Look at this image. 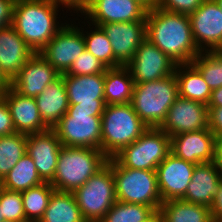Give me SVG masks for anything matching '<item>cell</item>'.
<instances>
[{"label": "cell", "instance_id": "cell-1", "mask_svg": "<svg viewBox=\"0 0 222 222\" xmlns=\"http://www.w3.org/2000/svg\"><path fill=\"white\" fill-rule=\"evenodd\" d=\"M146 38L177 65L188 64L201 52L194 42L189 15L155 7L146 15Z\"/></svg>", "mask_w": 222, "mask_h": 222}, {"label": "cell", "instance_id": "cell-2", "mask_svg": "<svg viewBox=\"0 0 222 222\" xmlns=\"http://www.w3.org/2000/svg\"><path fill=\"white\" fill-rule=\"evenodd\" d=\"M58 5L50 0H15L12 26L28 46L39 53L56 35Z\"/></svg>", "mask_w": 222, "mask_h": 222}, {"label": "cell", "instance_id": "cell-3", "mask_svg": "<svg viewBox=\"0 0 222 222\" xmlns=\"http://www.w3.org/2000/svg\"><path fill=\"white\" fill-rule=\"evenodd\" d=\"M108 159L100 149L62 146L50 185L55 191L73 192L101 170Z\"/></svg>", "mask_w": 222, "mask_h": 222}, {"label": "cell", "instance_id": "cell-4", "mask_svg": "<svg viewBox=\"0 0 222 222\" xmlns=\"http://www.w3.org/2000/svg\"><path fill=\"white\" fill-rule=\"evenodd\" d=\"M101 124V151L109 159L149 128L133 110L131 103L105 105Z\"/></svg>", "mask_w": 222, "mask_h": 222}, {"label": "cell", "instance_id": "cell-5", "mask_svg": "<svg viewBox=\"0 0 222 222\" xmlns=\"http://www.w3.org/2000/svg\"><path fill=\"white\" fill-rule=\"evenodd\" d=\"M178 97L175 73L158 80L134 84L131 105L148 126L159 128Z\"/></svg>", "mask_w": 222, "mask_h": 222}, {"label": "cell", "instance_id": "cell-6", "mask_svg": "<svg viewBox=\"0 0 222 222\" xmlns=\"http://www.w3.org/2000/svg\"><path fill=\"white\" fill-rule=\"evenodd\" d=\"M112 172L117 201L147 205L159 211L162 199L156 171L122 167L112 158Z\"/></svg>", "mask_w": 222, "mask_h": 222}, {"label": "cell", "instance_id": "cell-7", "mask_svg": "<svg viewBox=\"0 0 222 222\" xmlns=\"http://www.w3.org/2000/svg\"><path fill=\"white\" fill-rule=\"evenodd\" d=\"M72 193L85 221L99 222L117 201L112 158Z\"/></svg>", "mask_w": 222, "mask_h": 222}, {"label": "cell", "instance_id": "cell-8", "mask_svg": "<svg viewBox=\"0 0 222 222\" xmlns=\"http://www.w3.org/2000/svg\"><path fill=\"white\" fill-rule=\"evenodd\" d=\"M170 153L171 137L160 128L149 127L113 158L122 167L156 171Z\"/></svg>", "mask_w": 222, "mask_h": 222}, {"label": "cell", "instance_id": "cell-9", "mask_svg": "<svg viewBox=\"0 0 222 222\" xmlns=\"http://www.w3.org/2000/svg\"><path fill=\"white\" fill-rule=\"evenodd\" d=\"M93 111L67 110L52 128L62 146L101 150V115Z\"/></svg>", "mask_w": 222, "mask_h": 222}, {"label": "cell", "instance_id": "cell-10", "mask_svg": "<svg viewBox=\"0 0 222 222\" xmlns=\"http://www.w3.org/2000/svg\"><path fill=\"white\" fill-rule=\"evenodd\" d=\"M135 84L170 76L181 68L147 38L139 45L132 60L126 65Z\"/></svg>", "mask_w": 222, "mask_h": 222}, {"label": "cell", "instance_id": "cell-11", "mask_svg": "<svg viewBox=\"0 0 222 222\" xmlns=\"http://www.w3.org/2000/svg\"><path fill=\"white\" fill-rule=\"evenodd\" d=\"M69 100L68 110L93 111L103 113L105 108V74L61 75Z\"/></svg>", "mask_w": 222, "mask_h": 222}, {"label": "cell", "instance_id": "cell-12", "mask_svg": "<svg viewBox=\"0 0 222 222\" xmlns=\"http://www.w3.org/2000/svg\"><path fill=\"white\" fill-rule=\"evenodd\" d=\"M77 27H60L39 54L59 73H65L85 48L84 34Z\"/></svg>", "mask_w": 222, "mask_h": 222}, {"label": "cell", "instance_id": "cell-13", "mask_svg": "<svg viewBox=\"0 0 222 222\" xmlns=\"http://www.w3.org/2000/svg\"><path fill=\"white\" fill-rule=\"evenodd\" d=\"M169 137L208 128V107L198 101L178 96L159 127Z\"/></svg>", "mask_w": 222, "mask_h": 222}, {"label": "cell", "instance_id": "cell-14", "mask_svg": "<svg viewBox=\"0 0 222 222\" xmlns=\"http://www.w3.org/2000/svg\"><path fill=\"white\" fill-rule=\"evenodd\" d=\"M115 57V67L126 66L139 45L146 39V21L101 24Z\"/></svg>", "mask_w": 222, "mask_h": 222}, {"label": "cell", "instance_id": "cell-15", "mask_svg": "<svg viewBox=\"0 0 222 222\" xmlns=\"http://www.w3.org/2000/svg\"><path fill=\"white\" fill-rule=\"evenodd\" d=\"M194 163L177 158L170 153L156 169L162 202L181 200L193 176Z\"/></svg>", "mask_w": 222, "mask_h": 222}, {"label": "cell", "instance_id": "cell-16", "mask_svg": "<svg viewBox=\"0 0 222 222\" xmlns=\"http://www.w3.org/2000/svg\"><path fill=\"white\" fill-rule=\"evenodd\" d=\"M189 18L193 39L199 50L203 52L202 43L210 47V51L222 50V11L215 0H203L199 8L189 14Z\"/></svg>", "mask_w": 222, "mask_h": 222}, {"label": "cell", "instance_id": "cell-17", "mask_svg": "<svg viewBox=\"0 0 222 222\" xmlns=\"http://www.w3.org/2000/svg\"><path fill=\"white\" fill-rule=\"evenodd\" d=\"M59 76L39 53H34L11 80L10 87L22 96L35 98Z\"/></svg>", "mask_w": 222, "mask_h": 222}, {"label": "cell", "instance_id": "cell-18", "mask_svg": "<svg viewBox=\"0 0 222 222\" xmlns=\"http://www.w3.org/2000/svg\"><path fill=\"white\" fill-rule=\"evenodd\" d=\"M148 9L137 0H90L83 13L94 25L114 22L146 21Z\"/></svg>", "mask_w": 222, "mask_h": 222}, {"label": "cell", "instance_id": "cell-19", "mask_svg": "<svg viewBox=\"0 0 222 222\" xmlns=\"http://www.w3.org/2000/svg\"><path fill=\"white\" fill-rule=\"evenodd\" d=\"M215 137L209 127L174 135L171 137V153L194 164L213 162Z\"/></svg>", "mask_w": 222, "mask_h": 222}, {"label": "cell", "instance_id": "cell-20", "mask_svg": "<svg viewBox=\"0 0 222 222\" xmlns=\"http://www.w3.org/2000/svg\"><path fill=\"white\" fill-rule=\"evenodd\" d=\"M61 147V141L52 129L27 135V154L34 160L44 182H51L54 178Z\"/></svg>", "mask_w": 222, "mask_h": 222}, {"label": "cell", "instance_id": "cell-21", "mask_svg": "<svg viewBox=\"0 0 222 222\" xmlns=\"http://www.w3.org/2000/svg\"><path fill=\"white\" fill-rule=\"evenodd\" d=\"M0 95L6 100L17 133L29 135L49 130L41 118L34 97L22 96L10 86Z\"/></svg>", "mask_w": 222, "mask_h": 222}, {"label": "cell", "instance_id": "cell-22", "mask_svg": "<svg viewBox=\"0 0 222 222\" xmlns=\"http://www.w3.org/2000/svg\"><path fill=\"white\" fill-rule=\"evenodd\" d=\"M33 54L12 25L0 28V70L10 82Z\"/></svg>", "mask_w": 222, "mask_h": 222}, {"label": "cell", "instance_id": "cell-23", "mask_svg": "<svg viewBox=\"0 0 222 222\" xmlns=\"http://www.w3.org/2000/svg\"><path fill=\"white\" fill-rule=\"evenodd\" d=\"M221 178L222 173L213 162L196 164L190 184L181 200L211 207Z\"/></svg>", "mask_w": 222, "mask_h": 222}, {"label": "cell", "instance_id": "cell-24", "mask_svg": "<svg viewBox=\"0 0 222 222\" xmlns=\"http://www.w3.org/2000/svg\"><path fill=\"white\" fill-rule=\"evenodd\" d=\"M35 100L44 124L52 129L67 113L69 107L63 77L60 75L50 83L41 94L35 97Z\"/></svg>", "mask_w": 222, "mask_h": 222}, {"label": "cell", "instance_id": "cell-25", "mask_svg": "<svg viewBox=\"0 0 222 222\" xmlns=\"http://www.w3.org/2000/svg\"><path fill=\"white\" fill-rule=\"evenodd\" d=\"M134 84L127 66L107 68L104 80L105 105L131 103Z\"/></svg>", "mask_w": 222, "mask_h": 222}, {"label": "cell", "instance_id": "cell-26", "mask_svg": "<svg viewBox=\"0 0 222 222\" xmlns=\"http://www.w3.org/2000/svg\"><path fill=\"white\" fill-rule=\"evenodd\" d=\"M159 213L162 222H213L210 207L183 200L162 202Z\"/></svg>", "mask_w": 222, "mask_h": 222}, {"label": "cell", "instance_id": "cell-27", "mask_svg": "<svg viewBox=\"0 0 222 222\" xmlns=\"http://www.w3.org/2000/svg\"><path fill=\"white\" fill-rule=\"evenodd\" d=\"M182 67H186V71L180 72L181 70L175 69L178 96L208 105L212 90L199 70L192 63L183 64Z\"/></svg>", "mask_w": 222, "mask_h": 222}, {"label": "cell", "instance_id": "cell-28", "mask_svg": "<svg viewBox=\"0 0 222 222\" xmlns=\"http://www.w3.org/2000/svg\"><path fill=\"white\" fill-rule=\"evenodd\" d=\"M39 222H86L72 192L54 191Z\"/></svg>", "mask_w": 222, "mask_h": 222}, {"label": "cell", "instance_id": "cell-29", "mask_svg": "<svg viewBox=\"0 0 222 222\" xmlns=\"http://www.w3.org/2000/svg\"><path fill=\"white\" fill-rule=\"evenodd\" d=\"M44 181L39 176L34 160L26 153L2 179V187L11 191L23 192L40 185Z\"/></svg>", "mask_w": 222, "mask_h": 222}, {"label": "cell", "instance_id": "cell-30", "mask_svg": "<svg viewBox=\"0 0 222 222\" xmlns=\"http://www.w3.org/2000/svg\"><path fill=\"white\" fill-rule=\"evenodd\" d=\"M27 153V135L14 133L0 136V179L2 180Z\"/></svg>", "mask_w": 222, "mask_h": 222}, {"label": "cell", "instance_id": "cell-31", "mask_svg": "<svg viewBox=\"0 0 222 222\" xmlns=\"http://www.w3.org/2000/svg\"><path fill=\"white\" fill-rule=\"evenodd\" d=\"M54 191L50 182H44L21 192L24 213L28 222H39Z\"/></svg>", "mask_w": 222, "mask_h": 222}, {"label": "cell", "instance_id": "cell-32", "mask_svg": "<svg viewBox=\"0 0 222 222\" xmlns=\"http://www.w3.org/2000/svg\"><path fill=\"white\" fill-rule=\"evenodd\" d=\"M155 213L147 205L116 201L99 222H146Z\"/></svg>", "mask_w": 222, "mask_h": 222}, {"label": "cell", "instance_id": "cell-33", "mask_svg": "<svg viewBox=\"0 0 222 222\" xmlns=\"http://www.w3.org/2000/svg\"><path fill=\"white\" fill-rule=\"evenodd\" d=\"M200 52L192 64L199 70L211 90L222 87V50ZM203 55V56H202Z\"/></svg>", "mask_w": 222, "mask_h": 222}, {"label": "cell", "instance_id": "cell-34", "mask_svg": "<svg viewBox=\"0 0 222 222\" xmlns=\"http://www.w3.org/2000/svg\"><path fill=\"white\" fill-rule=\"evenodd\" d=\"M96 31L84 36L85 48L107 68L115 67V57L111 43L100 26H95Z\"/></svg>", "mask_w": 222, "mask_h": 222}, {"label": "cell", "instance_id": "cell-35", "mask_svg": "<svg viewBox=\"0 0 222 222\" xmlns=\"http://www.w3.org/2000/svg\"><path fill=\"white\" fill-rule=\"evenodd\" d=\"M1 218L7 221L28 222L25 217L21 192L0 190Z\"/></svg>", "mask_w": 222, "mask_h": 222}, {"label": "cell", "instance_id": "cell-36", "mask_svg": "<svg viewBox=\"0 0 222 222\" xmlns=\"http://www.w3.org/2000/svg\"><path fill=\"white\" fill-rule=\"evenodd\" d=\"M107 67L95 58L89 51L85 50L75 60L70 68L63 74L60 75H94V74H105Z\"/></svg>", "mask_w": 222, "mask_h": 222}, {"label": "cell", "instance_id": "cell-37", "mask_svg": "<svg viewBox=\"0 0 222 222\" xmlns=\"http://www.w3.org/2000/svg\"><path fill=\"white\" fill-rule=\"evenodd\" d=\"M202 1L203 0H158L157 8L189 15L199 8Z\"/></svg>", "mask_w": 222, "mask_h": 222}, {"label": "cell", "instance_id": "cell-38", "mask_svg": "<svg viewBox=\"0 0 222 222\" xmlns=\"http://www.w3.org/2000/svg\"><path fill=\"white\" fill-rule=\"evenodd\" d=\"M16 133L13 125L10 109L6 100L0 95V136Z\"/></svg>", "mask_w": 222, "mask_h": 222}, {"label": "cell", "instance_id": "cell-39", "mask_svg": "<svg viewBox=\"0 0 222 222\" xmlns=\"http://www.w3.org/2000/svg\"><path fill=\"white\" fill-rule=\"evenodd\" d=\"M208 127L216 137H222V107H208Z\"/></svg>", "mask_w": 222, "mask_h": 222}, {"label": "cell", "instance_id": "cell-40", "mask_svg": "<svg viewBox=\"0 0 222 222\" xmlns=\"http://www.w3.org/2000/svg\"><path fill=\"white\" fill-rule=\"evenodd\" d=\"M15 0H0V28L12 25Z\"/></svg>", "mask_w": 222, "mask_h": 222}, {"label": "cell", "instance_id": "cell-41", "mask_svg": "<svg viewBox=\"0 0 222 222\" xmlns=\"http://www.w3.org/2000/svg\"><path fill=\"white\" fill-rule=\"evenodd\" d=\"M210 209L213 222H222V178L219 181L218 191Z\"/></svg>", "mask_w": 222, "mask_h": 222}, {"label": "cell", "instance_id": "cell-42", "mask_svg": "<svg viewBox=\"0 0 222 222\" xmlns=\"http://www.w3.org/2000/svg\"><path fill=\"white\" fill-rule=\"evenodd\" d=\"M50 1L56 5H58L57 3L60 4L61 2L62 4L66 5V7L68 6V8L74 7L75 9L80 10L82 12L86 10L90 2V0H50Z\"/></svg>", "mask_w": 222, "mask_h": 222}, {"label": "cell", "instance_id": "cell-43", "mask_svg": "<svg viewBox=\"0 0 222 222\" xmlns=\"http://www.w3.org/2000/svg\"><path fill=\"white\" fill-rule=\"evenodd\" d=\"M213 163L222 173V137H215Z\"/></svg>", "mask_w": 222, "mask_h": 222}, {"label": "cell", "instance_id": "cell-44", "mask_svg": "<svg viewBox=\"0 0 222 222\" xmlns=\"http://www.w3.org/2000/svg\"><path fill=\"white\" fill-rule=\"evenodd\" d=\"M207 107H222V87L212 90Z\"/></svg>", "mask_w": 222, "mask_h": 222}, {"label": "cell", "instance_id": "cell-45", "mask_svg": "<svg viewBox=\"0 0 222 222\" xmlns=\"http://www.w3.org/2000/svg\"><path fill=\"white\" fill-rule=\"evenodd\" d=\"M10 86V81L3 75L0 70V93Z\"/></svg>", "mask_w": 222, "mask_h": 222}, {"label": "cell", "instance_id": "cell-46", "mask_svg": "<svg viewBox=\"0 0 222 222\" xmlns=\"http://www.w3.org/2000/svg\"><path fill=\"white\" fill-rule=\"evenodd\" d=\"M142 5H144L148 10L154 9L157 7L158 0H137Z\"/></svg>", "mask_w": 222, "mask_h": 222}, {"label": "cell", "instance_id": "cell-47", "mask_svg": "<svg viewBox=\"0 0 222 222\" xmlns=\"http://www.w3.org/2000/svg\"><path fill=\"white\" fill-rule=\"evenodd\" d=\"M146 222H162L161 215L159 211H157L148 221Z\"/></svg>", "mask_w": 222, "mask_h": 222}, {"label": "cell", "instance_id": "cell-48", "mask_svg": "<svg viewBox=\"0 0 222 222\" xmlns=\"http://www.w3.org/2000/svg\"><path fill=\"white\" fill-rule=\"evenodd\" d=\"M217 5L219 6V8L221 9L222 11V0H215Z\"/></svg>", "mask_w": 222, "mask_h": 222}, {"label": "cell", "instance_id": "cell-49", "mask_svg": "<svg viewBox=\"0 0 222 222\" xmlns=\"http://www.w3.org/2000/svg\"><path fill=\"white\" fill-rule=\"evenodd\" d=\"M3 219L1 218V208H0V222H2Z\"/></svg>", "mask_w": 222, "mask_h": 222}, {"label": "cell", "instance_id": "cell-50", "mask_svg": "<svg viewBox=\"0 0 222 222\" xmlns=\"http://www.w3.org/2000/svg\"><path fill=\"white\" fill-rule=\"evenodd\" d=\"M1 188H2V180L0 179V190H1Z\"/></svg>", "mask_w": 222, "mask_h": 222}, {"label": "cell", "instance_id": "cell-51", "mask_svg": "<svg viewBox=\"0 0 222 222\" xmlns=\"http://www.w3.org/2000/svg\"><path fill=\"white\" fill-rule=\"evenodd\" d=\"M2 222H16V221H7V220H3Z\"/></svg>", "mask_w": 222, "mask_h": 222}]
</instances>
